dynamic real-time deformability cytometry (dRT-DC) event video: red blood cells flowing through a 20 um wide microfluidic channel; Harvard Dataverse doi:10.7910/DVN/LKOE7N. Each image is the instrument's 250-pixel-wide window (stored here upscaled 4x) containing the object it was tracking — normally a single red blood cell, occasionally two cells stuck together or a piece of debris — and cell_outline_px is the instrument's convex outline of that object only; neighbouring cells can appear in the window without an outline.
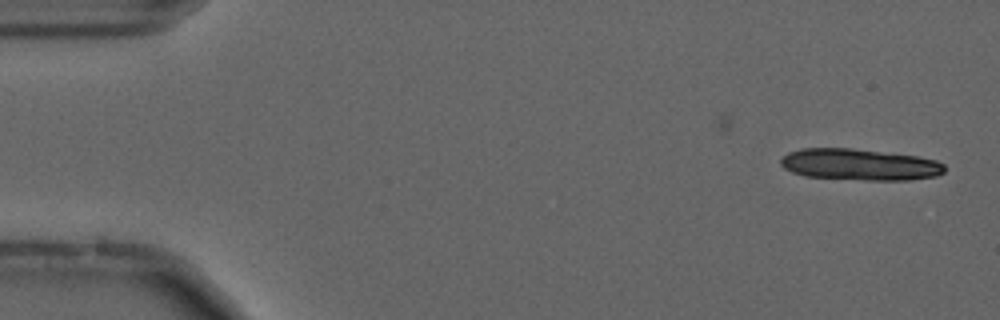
{"species": "common noctule bat (a hibernating species)", "species_latin": "Nyctalus noctula", "temperature_condition": "cold", "stored_images_in_passage": 13, "camera_frame_rate_fps": 3000, "um_per_image_px": 0.085, "animal": {"sex": "male", "forearm_length_mm": 52.5}, "frame": {"image": 1, "passage_image": 1, "time_ms": 0.0, "image_size_px": [1000, 320], "cell_outline_px": [[944, 172], [936, 176], [908, 180], [864, 180], [804, 176], [792, 172], [784, 168], [780, 164], [780, 160], [788, 152], [800, 148], [852, 148], [916, 156], [936, 160], [944, 164]], "centroid_in_image_um": [73.04, 13.98], "position_along_channel_um": 12.0, "area_um2": 30.06}}